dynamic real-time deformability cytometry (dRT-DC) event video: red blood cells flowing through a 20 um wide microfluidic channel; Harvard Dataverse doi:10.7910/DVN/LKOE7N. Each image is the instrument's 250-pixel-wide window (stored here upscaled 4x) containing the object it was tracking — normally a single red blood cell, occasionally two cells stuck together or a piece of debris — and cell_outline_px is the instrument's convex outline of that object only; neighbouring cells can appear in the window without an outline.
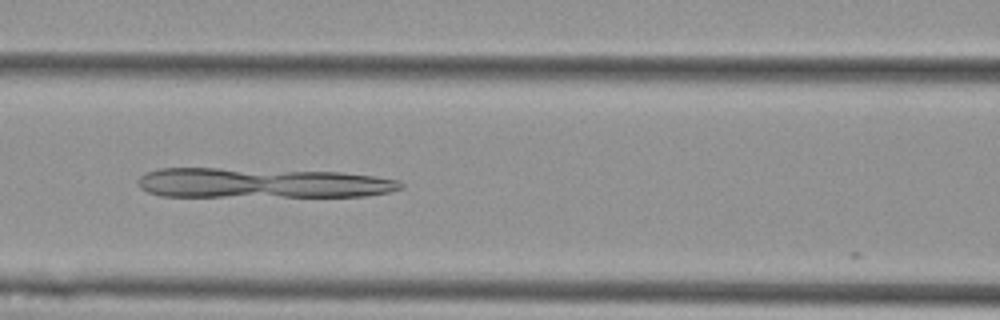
{"species": "Egyptian fruit bat (a non-hibernating species)", "species_latin": "Rousettus aegyptiacus", "temperature_condition": "cold", "stored_images_in_passage": 11, "camera_frame_rate_fps": 3000, "um_per_image_px": 0.085, "animal": {"sex": "female"}, "frame": {"image": 1, "passage_image": 7, "time_ms": 2.0, "image_size_px": [1000, 320], "cell_outline_px": [[404, 188], [388, 192], [368, 196], [160, 196], [148, 192], [140, 188], [136, 180], [140, 176], [148, 172], [160, 168], [220, 168], [340, 172], [376, 176], [400, 180], [404, 184]], "centroid_in_image_um": [22.29, 15.55], "position_along_channel_um": 144.3, "area_um2": 46.12}}
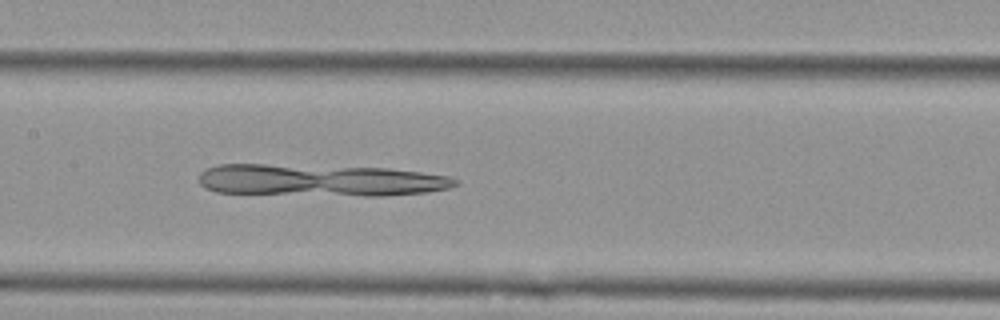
{"frame": {"image": 2, "passage_image": 10, "time_ms": 3.0, "image_size_px": [1000, 320], "cell_outline_px": [[460, 184], [448, 188], [428, 192], [384, 196], [364, 196], [216, 192], [204, 188], [200, 184], [200, 172], [208, 168], [220, 164], [264, 164], [388, 168], [420, 172], [448, 176], [460, 180]], "centroid_in_image_um": [27.25, 15.32], "position_along_channel_um": 180.2, "area_um2": 47.86}}